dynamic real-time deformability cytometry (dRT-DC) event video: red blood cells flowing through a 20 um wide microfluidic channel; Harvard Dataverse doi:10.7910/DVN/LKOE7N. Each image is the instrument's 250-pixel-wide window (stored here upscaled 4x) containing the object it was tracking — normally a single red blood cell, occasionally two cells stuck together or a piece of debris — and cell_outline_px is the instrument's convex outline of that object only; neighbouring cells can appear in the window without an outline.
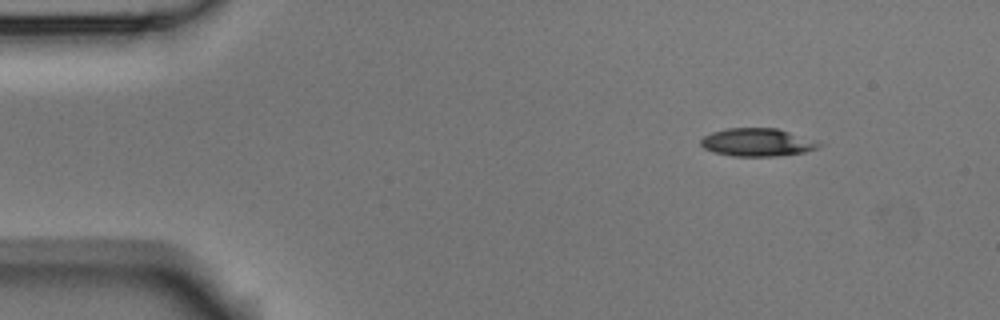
{"species": "Egyptian fruit bat (a non-hibernating species)", "species_latin": "Rousettus aegyptiacus", "temperature_condition": "room temperature", "stored_images_in_passage": 5, "camera_frame_rate_fps": 3000, "um_per_image_px": 0.085, "animal": {"sex": "male"}, "frame": {"image": 1, "passage_image": 1, "time_ms": 0.0, "image_size_px": [1000, 320], "cell_outline_px": [[824, 144], [820, 148], [804, 152], [776, 156], [732, 156], [712, 152], [704, 148], [700, 144], [700, 140], [704, 136], [712, 132], [728, 128], [776, 128]], "centroid_in_image_um": [64.33, 12.11], "position_along_channel_um": 20.7, "area_um2": 19.13}}
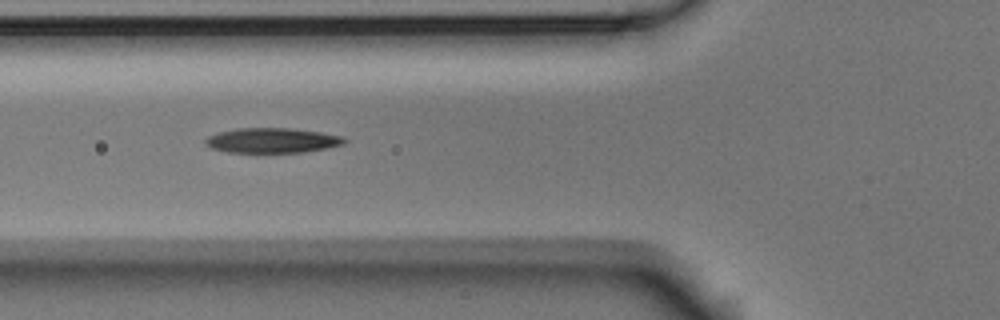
{"frame": {"image": 2, "passage_image": 4, "time_ms": 1.0, "image_size_px": [1000, 320], "cell_outline_px": [[348, 140], [344, 144], [328, 148], [304, 152], [228, 152], [212, 148], [204, 144], [204, 140], [208, 136], [220, 132], [236, 128], [292, 128], [320, 132], [344, 136]], "centroid_in_image_um": [23.17, 11.93], "position_along_channel_um": 102.6, "area_um2": 20.29}}
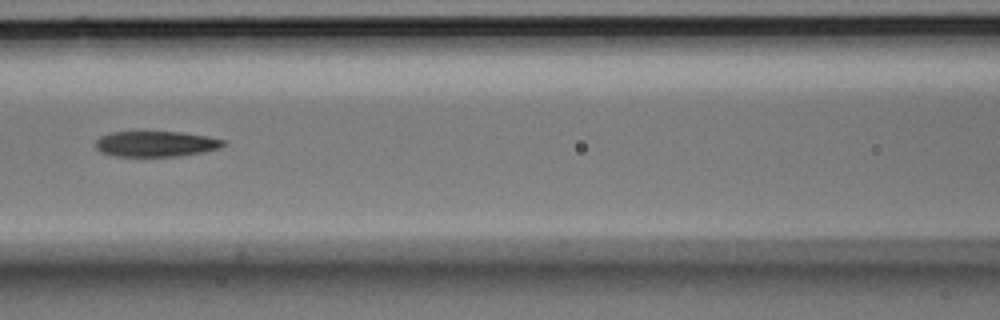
{"frame": {"image": 3, "passage_image": 5, "time_ms": 1.333, "image_size_px": [1000, 320], "cell_outline_px": [[228, 144], [220, 148], [204, 152], [176, 156], [116, 156], [100, 152], [96, 148], [96, 140], [100, 136], [112, 132], [180, 132], [208, 136], [228, 140]], "centroid_in_image_um": [13.31, 12.23], "position_along_channel_um": 153.3, "area_um2": 19.19}}